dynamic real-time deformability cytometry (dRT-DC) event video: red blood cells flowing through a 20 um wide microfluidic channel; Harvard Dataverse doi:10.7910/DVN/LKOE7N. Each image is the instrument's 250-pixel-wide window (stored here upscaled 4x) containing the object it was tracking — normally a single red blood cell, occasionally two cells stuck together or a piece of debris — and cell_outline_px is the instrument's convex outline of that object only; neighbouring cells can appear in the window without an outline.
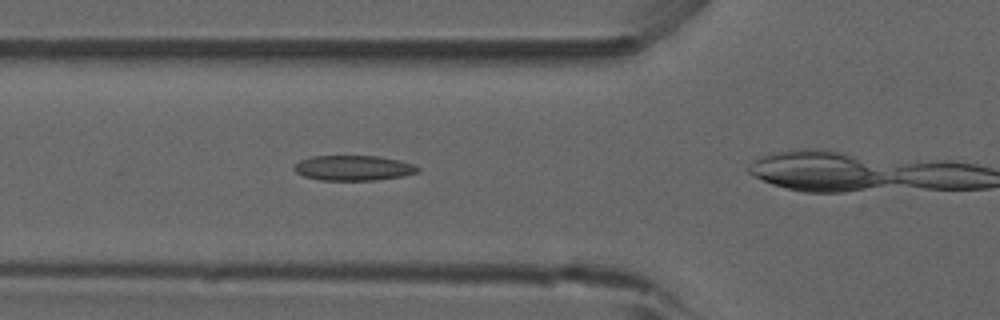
{"species": "common noctule bat (a hibernating species)", "species_latin": "Nyctalus noctula", "temperature_condition": "room temperature", "stored_images_in_passage": 10, "camera_frame_rate_fps": 3000, "um_per_image_px": 0.085, "animal": {"sex": "male", "forearm_length_mm": 52.5}, "frame": {"image": 1, "passage_image": 9, "time_ms": 2.667, "image_size_px": [1000, 320], "cell_outline_px": [[420, 172], [404, 176], [376, 180], [320, 180], [304, 176], [296, 172], [292, 168], [300, 160], [312, 156], [376, 156], [400, 160], [416, 164], [420, 168]], "centroid_in_image_um": [30.09, 14.28], "position_along_channel_um": 95.7, "area_um2": 18.26}}